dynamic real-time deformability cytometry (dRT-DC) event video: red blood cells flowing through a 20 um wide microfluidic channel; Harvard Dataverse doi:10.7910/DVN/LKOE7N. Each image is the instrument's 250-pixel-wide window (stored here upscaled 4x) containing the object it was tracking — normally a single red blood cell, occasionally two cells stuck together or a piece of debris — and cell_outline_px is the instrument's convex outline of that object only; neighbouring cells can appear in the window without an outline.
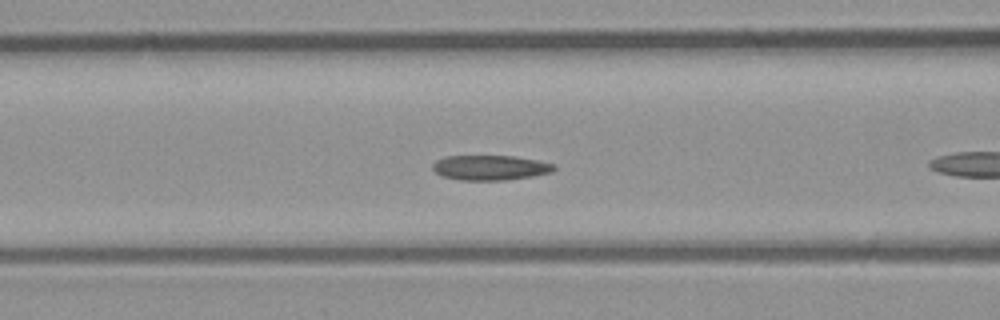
{"species": "common noctule bat (a hibernating species)", "species_latin": "Nyctalus noctula", "temperature_condition": "room temperature", "stored_images_in_passage": 35, "camera_frame_rate_fps": 3000, "um_per_image_px": 0.085, "animal": {"sex": "male", "body_mass_g": 23.1, "forearm_length_mm": 52.7}, "frame": {"image": 1, "passage_image": 11, "time_ms": 3.333, "image_size_px": [1000, 320], "cell_outline_px": [[556, 168], [552, 172], [532, 176], [504, 180], [460, 180], [444, 176], [436, 172], [432, 168], [432, 164], [436, 160], [444, 156], [512, 156], [536, 160], [556, 164]], "centroid_in_image_um": [41.67, 14.24], "position_along_channel_um": 124.9, "area_um2": 17.57}}
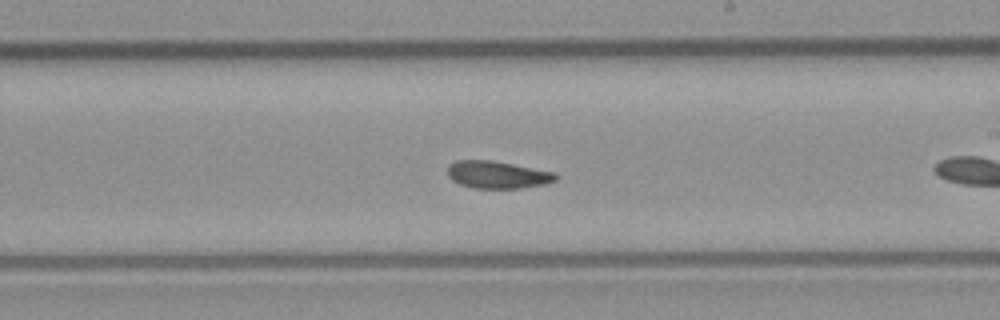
{"frame": {"image": 2, "passage_image": 20, "time_ms": 6.333, "image_size_px": [1000, 320], "cell_outline_px": [[556, 180], [544, 184], [520, 188], [472, 188], [460, 184], [452, 180], [448, 176], [448, 164], [456, 160], [492, 160], [556, 172]], "centroid_in_image_um": [42.26, 14.84], "position_along_channel_um": 246.7, "area_um2": 17.28}, "authors_computed_cell_mechanics": {"area_um2": 17.8602, "velocity_mm_per_s": 4.0606, "shape_relaxation_time_tau1_ms": 6.6211, "shape_relaxation_time_tau2_ms": 2.9871, "deformation_change_tau1": 0.1514, "deformation_change_tau2": 0.0629}}